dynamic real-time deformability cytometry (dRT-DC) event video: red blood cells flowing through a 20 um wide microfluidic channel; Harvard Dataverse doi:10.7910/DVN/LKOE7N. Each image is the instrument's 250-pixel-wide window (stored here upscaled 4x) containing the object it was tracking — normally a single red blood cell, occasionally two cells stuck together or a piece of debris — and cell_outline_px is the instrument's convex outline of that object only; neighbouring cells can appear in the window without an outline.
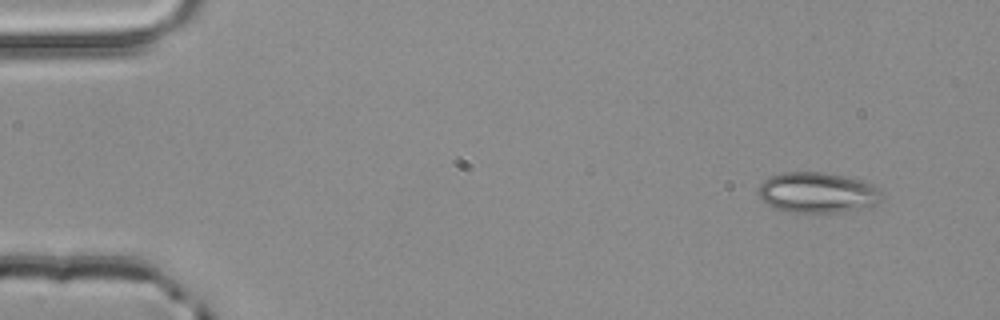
{"species": "common noctule bat (a hibernating species)", "species_latin": "Nyctalus noctula", "temperature_condition": "room temperature", "stored_images_in_passage": 3, "camera_frame_rate_fps": 3000, "um_per_image_px": 0.085, "animal": {"sex": "male", "body_mass_g": 20.4}, "frame": {"image": 1, "passage_image": 1, "time_ms": 0.0, "image_size_px": [1000, 320], "cell_outline_px": [[884, 200], [876, 204], [840, 212], [792, 212], [772, 208], [760, 200], [756, 192], [760, 184], [768, 176], [780, 172], [824, 172], [864, 180], [872, 184], [880, 192]], "centroid_in_image_um": [69.42, 16.36], "position_along_channel_um": 15.6, "area_um2": 29.48}}